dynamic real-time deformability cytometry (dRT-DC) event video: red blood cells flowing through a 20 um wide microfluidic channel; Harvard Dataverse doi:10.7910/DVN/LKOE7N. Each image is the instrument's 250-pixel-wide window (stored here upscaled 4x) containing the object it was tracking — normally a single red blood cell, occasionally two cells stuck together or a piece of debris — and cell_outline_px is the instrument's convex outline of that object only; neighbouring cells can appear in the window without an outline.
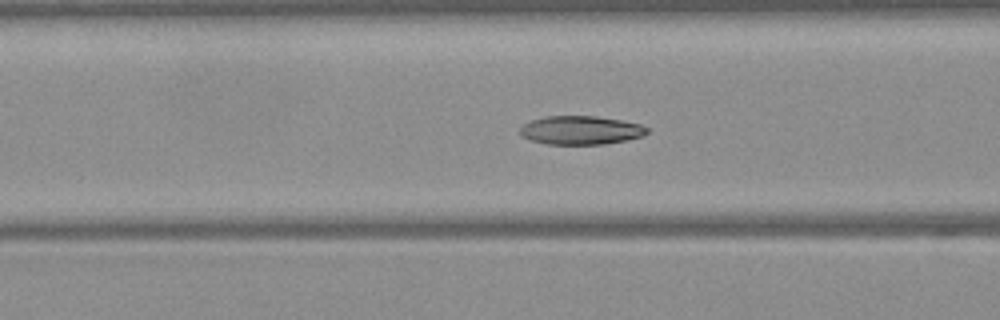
{"species": "Egyptian fruit bat (a non-hibernating species)", "species_latin": "Rousettus aegyptiacus", "temperature_condition": "warm", "stored_images_in_passage": 51, "camera_frame_rate_fps": 3000, "um_per_image_px": 0.085, "frame": {"image": 1, "passage_image": 20, "time_ms": 6.333, "image_size_px": [1000, 320], "cell_outline_px": [[648, 132], [644, 136], [628, 140], [604, 144], [548, 144], [528, 140], [520, 136], [520, 128], [524, 124], [532, 120], [544, 116], [596, 116], [620, 120], [640, 124], [648, 128]], "centroid_in_image_um": [49.36, 11.07], "position_along_channel_um": 117.2, "area_um2": 21.33}}
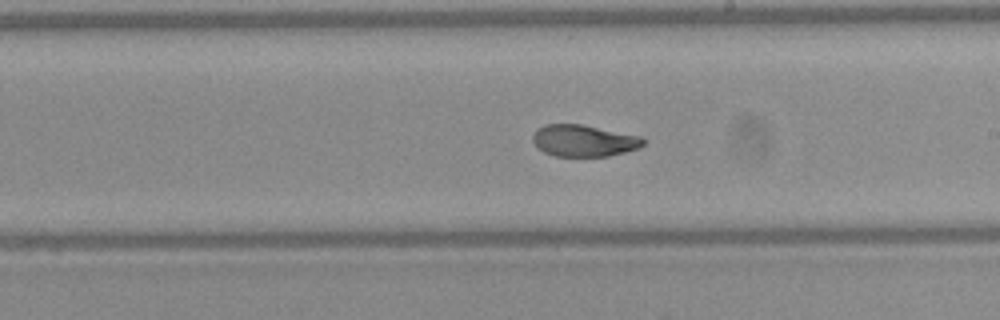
{"frame": {"image": 2, "passage_image": 29, "time_ms": 9.333, "image_size_px": [1000, 320], "cell_outline_px": [[644, 144], [640, 148], [608, 156], [556, 156], [544, 152], [532, 140], [532, 136], [536, 128], [544, 124], [580, 124], [640, 136], [644, 140]], "centroid_in_image_um": [49.61, 11.95], "position_along_channel_um": 239.4, "area_um2": 20.29}}
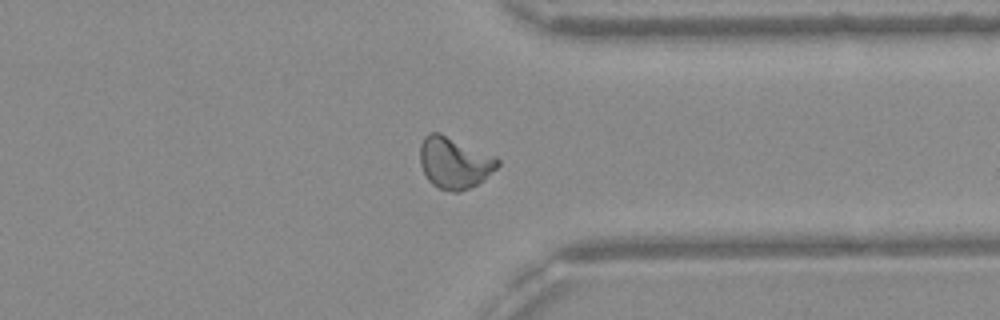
{"frame": {"image": 3, "passage_image": 39, "time_ms": 12.667, "image_size_px": [1000, 320], "cell_outline_px": [[500, 164], [484, 180], [460, 192], [452, 192], [440, 188], [432, 184], [428, 180], [420, 164], [420, 144], [424, 136], [428, 132], [440, 132], [496, 156], [500, 160]], "centroid_in_image_um": [38.62, 13.81], "position_along_channel_um": 372.8, "area_um2": 23.47}, "authors_computed_cell_mechanics": {"area_um2": 21.7906, "velocity_mm_per_s": 4.0665, "shape_relaxation_time_tau1_ms": 5.1192, "shape_relaxation_time_tau2_ms": 1.5854, "deformation_change_tau1": 0.1837, "deformation_change_tau2": 0.0574}}